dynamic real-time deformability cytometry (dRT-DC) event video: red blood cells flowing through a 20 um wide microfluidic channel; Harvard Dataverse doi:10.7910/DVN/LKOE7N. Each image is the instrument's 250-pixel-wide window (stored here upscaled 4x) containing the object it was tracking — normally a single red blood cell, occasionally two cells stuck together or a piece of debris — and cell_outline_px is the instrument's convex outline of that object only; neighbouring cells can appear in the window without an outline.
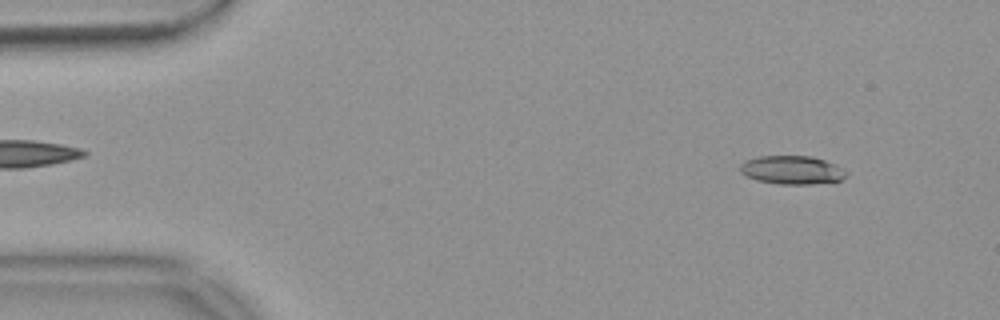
{"species": "common noctule bat (a hibernating species)", "species_latin": "Nyctalus noctula", "temperature_condition": "warm", "stored_images_in_passage": 54, "camera_frame_rate_fps": 3000, "um_per_image_px": 0.085, "animal": {"sex": "female", "body_mass_g": 18.4}, "frame": {"image": 1, "passage_image": 5, "time_ms": 1.333, "image_size_px": [1000, 320], "cell_outline_px": [[848, 172], [840, 180], [812, 184], [780, 184], [756, 180], [744, 176], [740, 172], [740, 164], [744, 160], [760, 156], [812, 156], [836, 164]], "centroid_in_image_um": [67.28, 14.44], "position_along_channel_um": 17.7, "area_um2": 17.69}}
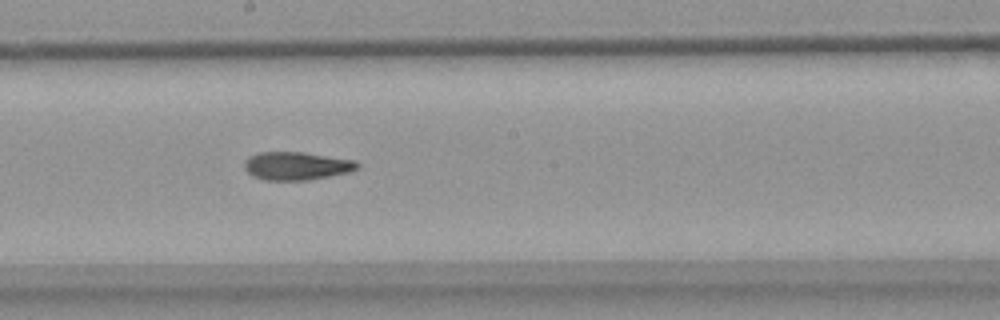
{"frame": {"image": 2, "passage_image": 29, "time_ms": 9.333, "image_size_px": [1000, 320], "cell_outline_px": [[360, 168], [348, 172], [308, 180], [264, 180], [252, 176], [244, 168], [244, 160], [248, 156], [256, 152], [304, 152], [356, 160], [360, 164]], "centroid_in_image_um": [25.19, 14.09], "position_along_channel_um": 223.0, "area_um2": 18.73}}
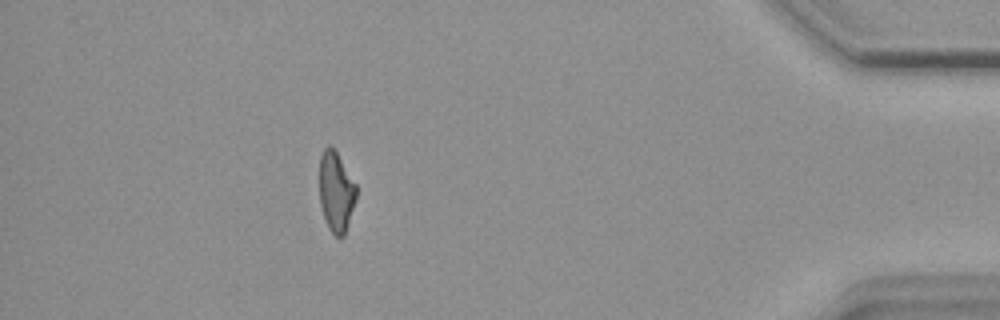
{"frame": {"image": 3, "passage_image": 48, "time_ms": 15.667, "image_size_px": [1000, 320], "cell_outline_px": [[356, 200], [344, 236], [336, 236], [328, 228], [320, 204], [320, 156], [324, 148], [328, 144], [332, 144], [356, 184]], "centroid_in_image_um": [28.57, 16.26], "position_along_channel_um": 406.6, "area_um2": 17.22}, "authors_computed_cell_mechanics": {"area_um2": 18.2359, "velocity_mm_per_s": 3.7286, "shape_relaxation_time_tau1_ms": null, "shape_relaxation_time_tau2_ms": 5.8639, "deformation_change_tau1": null, "deformation_change_tau2": 0.1625}}